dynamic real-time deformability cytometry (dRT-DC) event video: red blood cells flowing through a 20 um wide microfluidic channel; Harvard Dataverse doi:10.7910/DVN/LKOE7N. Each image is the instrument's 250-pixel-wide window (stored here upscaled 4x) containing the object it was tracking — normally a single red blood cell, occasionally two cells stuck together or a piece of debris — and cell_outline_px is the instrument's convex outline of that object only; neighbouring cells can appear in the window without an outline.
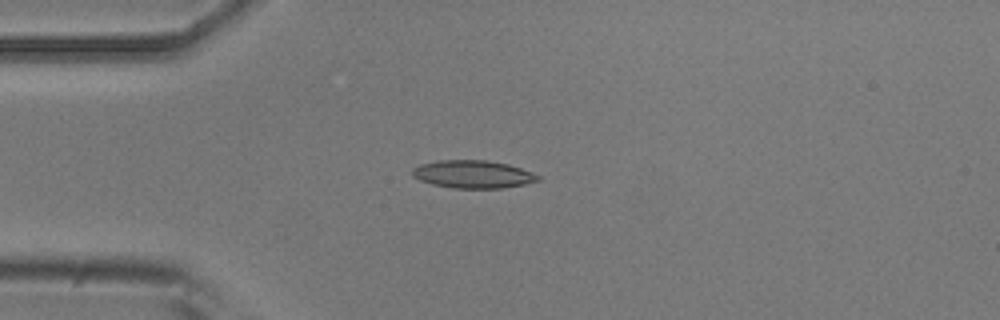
{"species": "common noctule bat (a hibernating species)", "species_latin": "Nyctalus noctula", "temperature_condition": "room temperature", "stored_images_in_passage": 5, "camera_frame_rate_fps": 3000, "um_per_image_px": 0.085, "animal": {"sex": "male", "body_mass_g": 20.5, "forearm_length_mm": 52.5}, "frame": {"image": 1, "passage_image": 1, "time_ms": 0.0, "image_size_px": [1000, 320], "cell_outline_px": [[540, 180], [524, 184], [500, 188], [452, 188], [432, 184], [420, 180], [412, 176], [412, 168], [420, 164], [440, 160], [488, 160], [508, 164], [520, 168], [540, 176]], "centroid_in_image_um": [40.17, 14.81], "position_along_channel_um": 44.8, "area_um2": 20.29}}
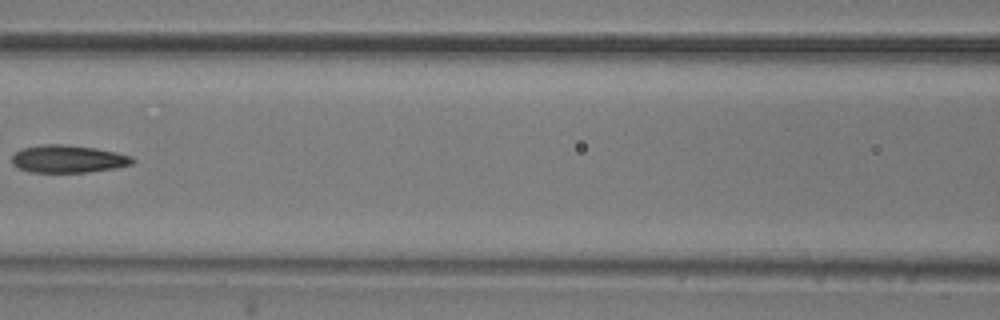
{"frame": {"image": 2, "passage_image": 4, "time_ms": 3.333, "image_size_px": [1000, 320], "cell_outline_px": [[136, 160], [132, 164], [116, 168], [88, 172], [28, 172], [16, 168], [12, 164], [12, 156], [16, 152], [24, 148], [44, 144], [64, 144], [96, 148], [116, 152], [132, 156]], "centroid_in_image_um": [5.79, 13.51], "position_along_channel_um": 160.8, "area_um2": 19.54}}
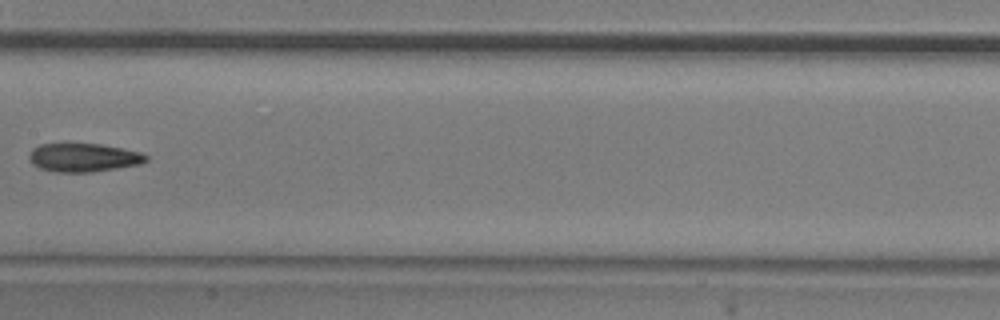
{"frame": {"image": 3, "passage_image": 5, "time_ms": 4.333, "image_size_px": [1000, 320], "cell_outline_px": [[148, 160], [140, 164], [92, 172], [56, 172], [40, 168], [32, 164], [28, 156], [32, 148], [40, 144], [68, 140], [100, 144], [140, 152], [148, 156]], "centroid_in_image_um": [7.03, 13.34], "position_along_channel_um": 200.4, "area_um2": 20.17}}